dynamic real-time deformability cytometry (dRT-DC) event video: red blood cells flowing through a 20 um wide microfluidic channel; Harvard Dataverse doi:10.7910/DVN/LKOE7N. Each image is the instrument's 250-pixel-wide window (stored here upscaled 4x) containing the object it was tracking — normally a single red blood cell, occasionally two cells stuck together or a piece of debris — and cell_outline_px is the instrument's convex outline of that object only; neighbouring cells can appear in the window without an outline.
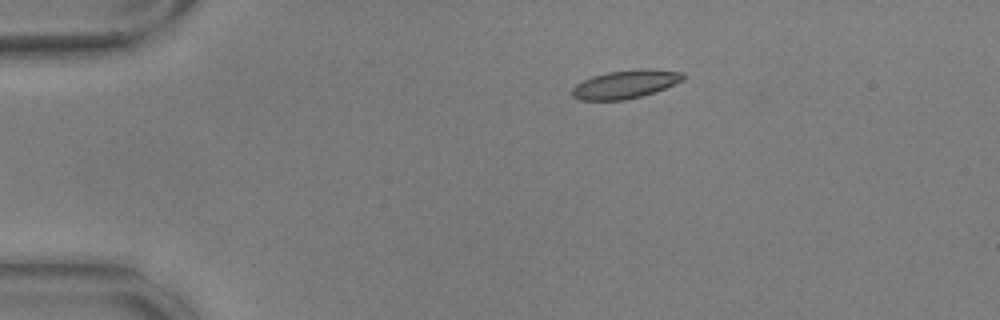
{"species": "common noctule bat (a hibernating species)", "species_latin": "Nyctalus noctula", "temperature_condition": "warm", "stored_images_in_passage": 7, "camera_frame_rate_fps": 3000, "um_per_image_px": 0.085, "animal": {"sex": "male", "body_mass_g": 17.9, "forearm_length_mm": 54.2}, "frame": {"image": 1, "passage_image": 1, "time_ms": 0.0, "image_size_px": [1000, 320], "cell_outline_px": [[684, 80], [656, 92], [624, 100], [580, 100], [572, 96], [572, 88], [576, 84], [592, 76], [608, 72], [640, 68], [648, 68], [684, 72]], "centroid_in_image_um": [53.18, 7.15], "position_along_channel_um": 31.8, "area_um2": 18.44}}